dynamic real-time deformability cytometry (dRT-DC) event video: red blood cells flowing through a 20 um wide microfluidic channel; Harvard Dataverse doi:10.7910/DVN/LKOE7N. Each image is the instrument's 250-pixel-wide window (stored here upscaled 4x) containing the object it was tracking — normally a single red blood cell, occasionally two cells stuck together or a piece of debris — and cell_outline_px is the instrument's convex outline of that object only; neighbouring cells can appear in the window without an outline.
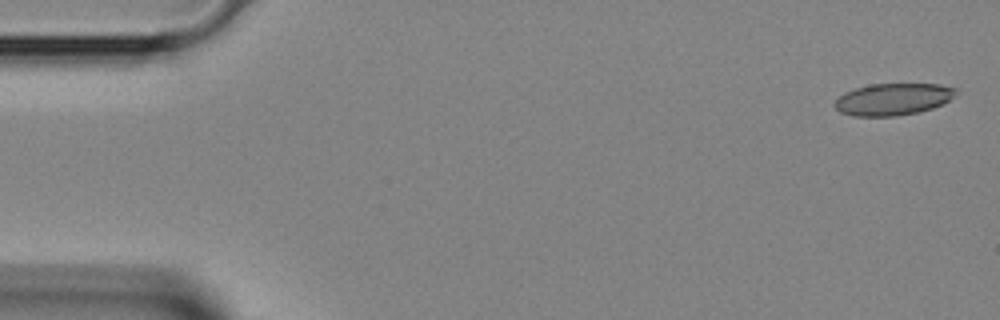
{"species": "Egyptian fruit bat (a non-hibernating species)", "species_latin": "Rousettus aegyptiacus", "temperature_condition": "room temperature", "stored_images_in_passage": 42, "camera_frame_rate_fps": 3000, "um_per_image_px": 0.085, "animal": {"sex": "female"}, "frame": {"image": 1, "passage_image": 1, "time_ms": 0.0, "image_size_px": [1000, 320], "cell_outline_px": [[956, 92], [944, 104], [932, 108], [916, 112], [896, 116], [852, 116], [840, 112], [832, 104], [844, 92], [856, 88], [872, 84], [940, 84], [956, 88]], "centroid_in_image_um": [75.88, 8.44], "position_along_channel_um": 9.1, "area_um2": 22.43}}
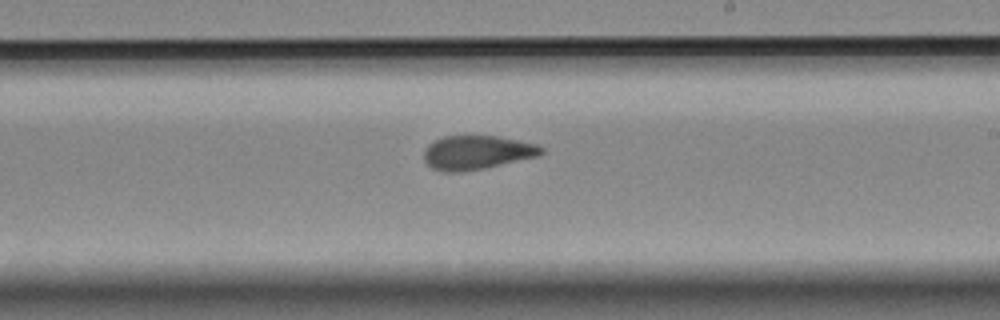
{"frame": {"image": 2, "passage_image": 24, "time_ms": 7.667, "image_size_px": [1000, 320], "cell_outline_px": [[544, 152], [540, 156], [484, 168], [464, 172], [444, 172], [432, 168], [424, 160], [424, 148], [428, 144], [444, 136], [496, 136], [536, 144], [544, 148]], "centroid_in_image_um": [40.53, 12.97], "position_along_channel_um": 248.5, "area_um2": 23.24}}
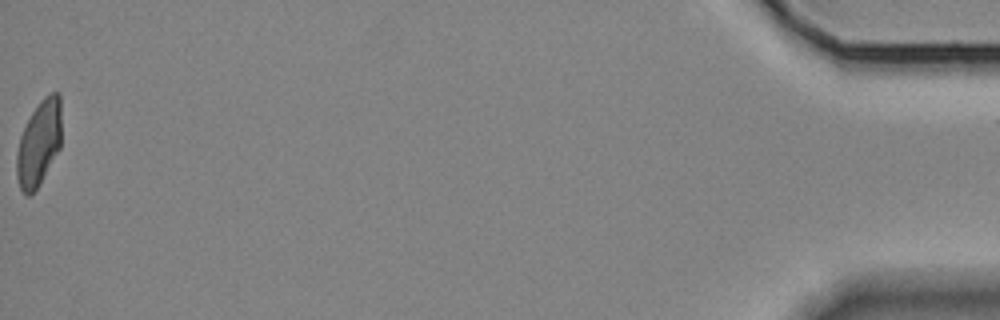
{"frame": {"image": 3, "passage_image": 42, "time_ms": 13.667, "image_size_px": [1000, 320], "cell_outline_px": [[60, 148], [36, 188], [28, 196], [20, 188], [16, 176], [16, 156], [20, 136], [32, 112], [40, 100], [48, 92], [60, 92]], "centroid_in_image_um": [3.3, 12.12], "position_along_channel_um": 431.9, "area_um2": 21.96}}